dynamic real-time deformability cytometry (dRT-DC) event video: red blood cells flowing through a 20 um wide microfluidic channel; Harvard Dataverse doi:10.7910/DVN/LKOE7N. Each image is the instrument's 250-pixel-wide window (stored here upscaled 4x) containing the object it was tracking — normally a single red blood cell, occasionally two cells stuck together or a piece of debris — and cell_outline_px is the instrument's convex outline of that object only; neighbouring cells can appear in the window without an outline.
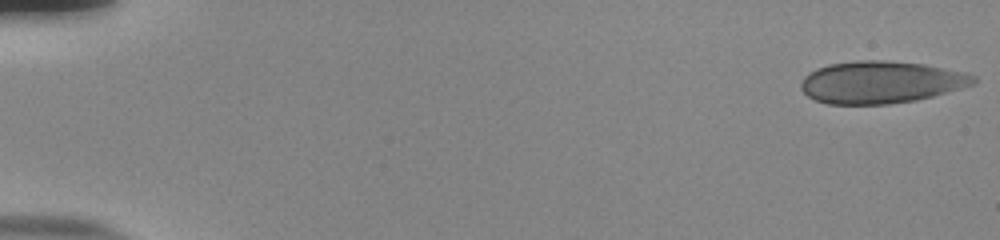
{"species": "human", "species_latin": "Homo sapiens", "temperature_condition": "room temperature", "stored_images_in_passage": 54, "camera_frame_rate_fps": 3000, "um_per_image_px": 0.085, "donor": {"sex": "male"}, "frame": {"image": 1, "passage_image": 1, "time_ms": 0.0, "image_size_px": [1000, 240], "cell_outline_px": [[976, 80], [972, 84], [932, 96], [916, 100], [888, 104], [828, 104], [816, 100], [808, 96], [800, 88], [800, 84], [804, 76], [808, 72], [816, 68], [828, 64], [856, 60], [884, 60], [924, 64], [964, 72], [976, 76]], "centroid_in_image_um": [74.82, 6.98], "position_along_channel_um": 10.2, "area_um2": 42.37}}
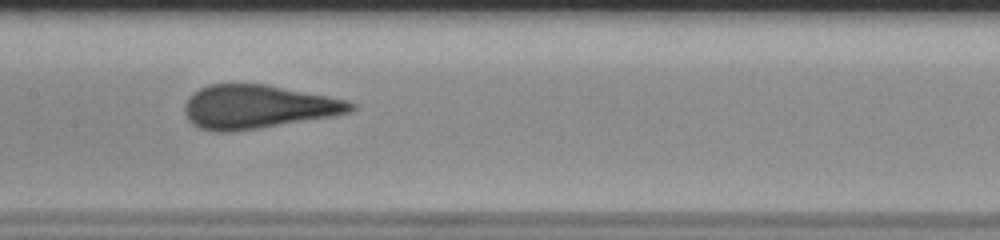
{"frame": {"image": 2, "passage_image": 28, "time_ms": 9.0, "image_size_px": [1000, 240], "cell_outline_px": [[356, 108], [348, 112], [328, 116], [256, 128], [228, 132], [216, 132], [200, 128], [192, 124], [188, 120], [184, 112], [184, 104], [188, 96], [200, 88], [208, 84], [264, 84], [328, 96], [348, 100], [356, 104]], "centroid_in_image_um": [21.83, 9.06], "position_along_channel_um": 185.6, "area_um2": 41.73}}
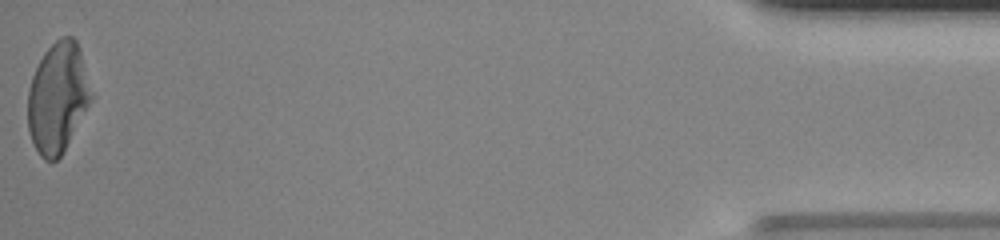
{"frame": {"image": 3, "passage_image": 54, "time_ms": 17.667, "image_size_px": [1000, 240], "cell_outline_px": [[92, 96], [64, 152], [56, 160], [44, 160], [40, 156], [32, 140], [28, 128], [28, 92], [32, 76], [44, 52], [60, 36], [72, 36], [76, 40], [80, 48]], "centroid_in_image_um": [4.89, 8.29], "position_along_channel_um": 430.3, "area_um2": 40.17}, "authors_computed_cell_mechanics": {"area_um2": 41.9339, "velocity_mm_per_s": 3.8136, "shape_relaxation_time_tau1_ms": 7.9438, "shape_relaxation_time_tau2_ms": null, "deformation_change_tau1": 0.2344, "deformation_change_tau2": null}}